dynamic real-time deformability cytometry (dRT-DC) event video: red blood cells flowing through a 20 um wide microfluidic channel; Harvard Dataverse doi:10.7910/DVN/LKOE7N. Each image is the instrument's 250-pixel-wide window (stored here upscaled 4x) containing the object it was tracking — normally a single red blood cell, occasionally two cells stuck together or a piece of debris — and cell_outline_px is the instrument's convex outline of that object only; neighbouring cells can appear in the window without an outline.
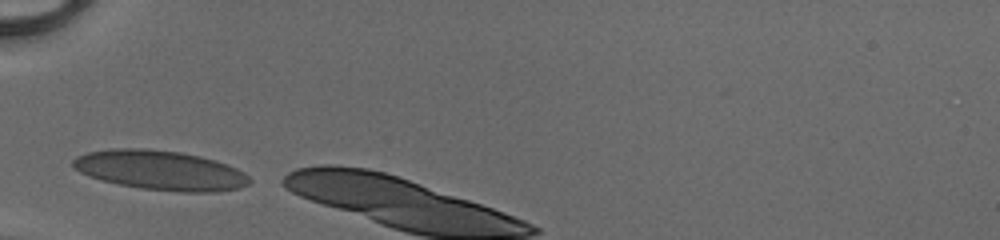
{"species": "human", "species_latin": "Homo sapiens", "temperature_condition": "cold", "stored_images_in_passage": 3, "camera_frame_rate_fps": 3000, "um_per_image_px": 0.085, "donor": {"sex": "male"}, "frame": {"image": 1, "passage_image": 1, "time_ms": 0.0, "image_size_px": [1000, 240], "cell_outline_px": [[252, 180], [248, 184], [240, 188], [216, 192], [180, 192], [140, 188], [120, 184], [88, 176], [80, 172], [72, 164], [72, 160], [76, 156], [88, 152], [112, 148], [144, 148], [180, 152], [200, 156], [216, 160], [228, 164], [244, 172]], "centroid_in_image_um": [13.66, 14.47], "position_along_channel_um": 71.3, "area_um2": 40.75}}